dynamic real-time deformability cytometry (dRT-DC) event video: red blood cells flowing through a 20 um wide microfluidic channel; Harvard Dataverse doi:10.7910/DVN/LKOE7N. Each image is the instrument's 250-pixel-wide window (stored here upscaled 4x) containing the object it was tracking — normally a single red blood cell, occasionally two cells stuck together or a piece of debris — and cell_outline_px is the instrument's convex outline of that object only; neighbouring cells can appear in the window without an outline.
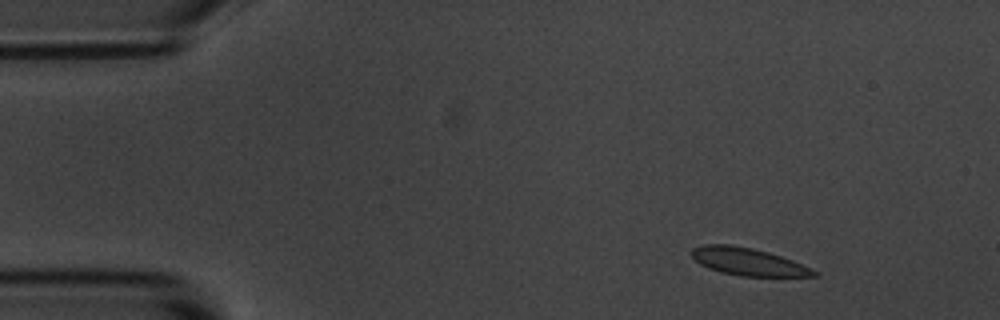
{"species": "common noctule bat (a hibernating species)", "species_latin": "Nyctalus noctula", "temperature_condition": "room temperature", "stored_images_in_passage": 10, "camera_frame_rate_fps": 3000, "um_per_image_px": 0.085, "animal": {"sex": "male", "body_mass_g": 20.1, "forearm_length_mm": 53.5}, "frame": {"image": 1, "passage_image": 1, "time_ms": 0.0, "image_size_px": [1000, 320], "cell_outline_px": [[816, 276], [740, 276], [720, 272], [708, 268], [700, 264], [692, 256], [692, 248], [704, 244], [732, 244], [752, 248], [768, 252], [792, 260], [816, 272]], "centroid_in_image_um": [63.51, 22.23], "position_along_channel_um": 21.5, "area_um2": 19.31}}
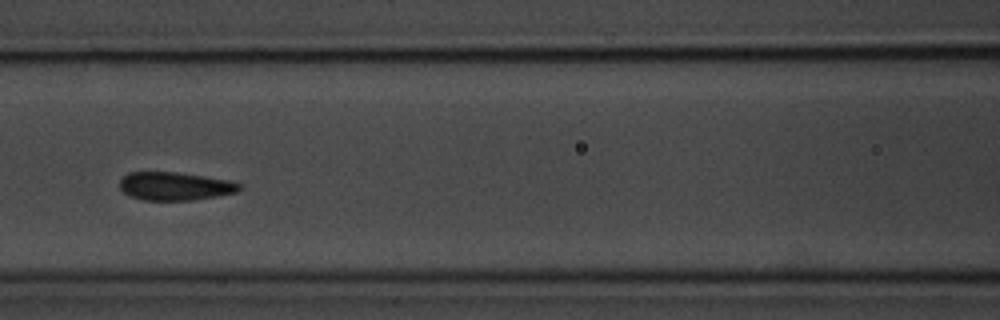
{"frame": {"image": 2, "passage_image": 6, "time_ms": 5.667, "image_size_px": [1000, 320], "cell_outline_px": [[244, 188], [236, 192], [216, 196], [192, 200], [144, 200], [132, 196], [124, 192], [120, 188], [120, 180], [128, 172], [176, 172], [204, 176], [228, 180], [244, 184]], "centroid_in_image_um": [14.91, 15.82], "position_along_channel_um": 151.7, "area_um2": 19.65}}
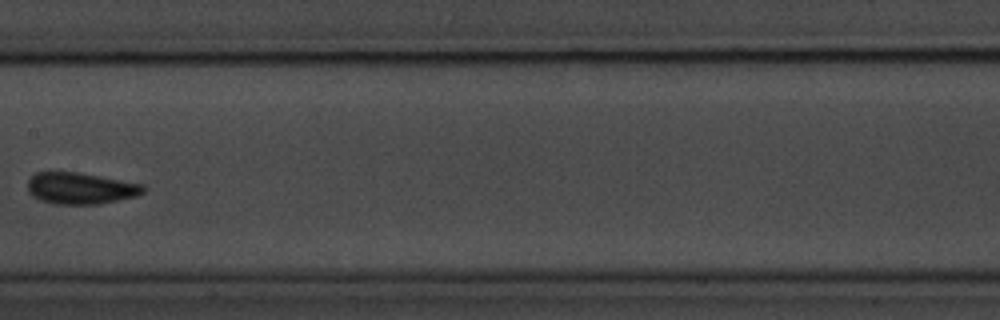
{"frame": {"image": 3, "passage_image": 7, "time_ms": 7.0, "image_size_px": [1000, 320], "cell_outline_px": [[144, 192], [136, 196], [100, 204], [52, 204], [40, 200], [32, 196], [28, 192], [28, 180], [36, 172], [76, 172], [100, 176], [144, 184]], "centroid_in_image_um": [6.83, 16.01], "position_along_channel_um": 200.6, "area_um2": 21.27}}